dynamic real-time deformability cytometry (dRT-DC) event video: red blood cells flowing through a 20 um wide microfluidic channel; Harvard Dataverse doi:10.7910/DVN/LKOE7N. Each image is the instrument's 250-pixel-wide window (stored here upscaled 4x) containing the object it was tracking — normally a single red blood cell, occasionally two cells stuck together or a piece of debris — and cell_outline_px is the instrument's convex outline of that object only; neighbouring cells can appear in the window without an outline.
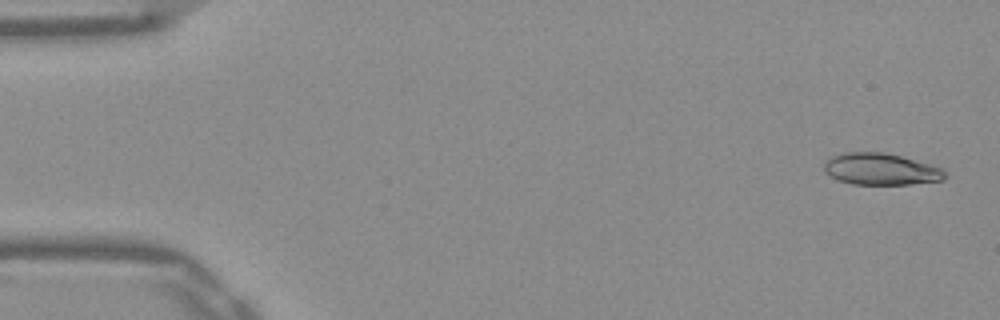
{"species": "Egyptian fruit bat (a non-hibernating species)", "species_latin": "Rousettus aegyptiacus", "temperature_condition": "warm", "stored_images_in_passage": 52, "camera_frame_rate_fps": 3000, "um_per_image_px": 0.085, "frame": {"image": 1, "passage_image": 2, "time_ms": 0.333, "image_size_px": [1000, 320], "cell_outline_px": [[944, 180], [912, 184], [852, 184], [836, 180], [824, 172], [824, 164], [828, 156], [840, 152], [884, 152], [932, 164], [944, 168]], "centroid_in_image_um": [74.82, 14.37], "position_along_channel_um": 10.2, "area_um2": 22.66}}
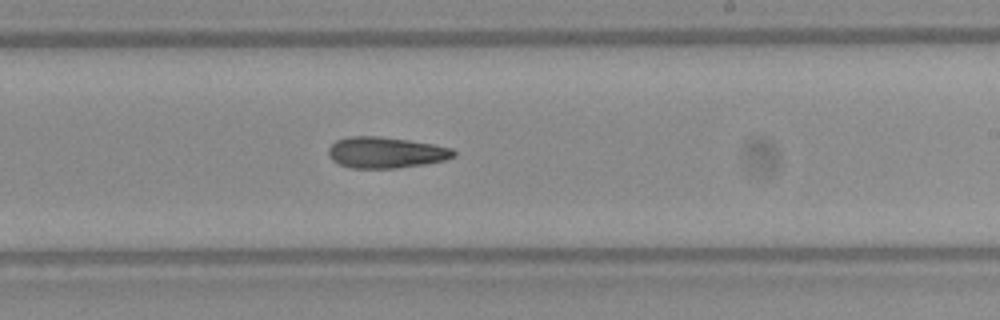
{"frame": {"image": 2, "passage_image": 31, "time_ms": 10.0, "image_size_px": [1000, 320], "cell_outline_px": [[456, 156], [444, 160], [424, 164], [396, 168], [352, 168], [340, 164], [332, 160], [328, 156], [328, 148], [336, 140], [348, 136], [380, 136], [408, 140], [432, 144], [452, 148], [456, 152]], "centroid_in_image_um": [32.77, 12.96], "position_along_channel_um": 256.2, "area_um2": 22.72}}
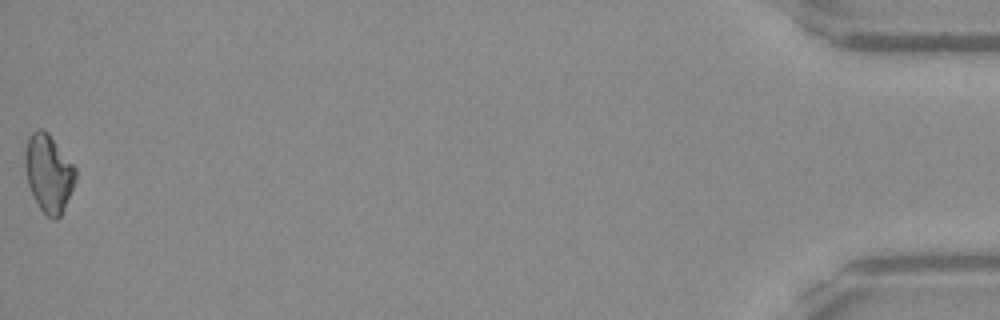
{"frame": {"image": 3, "passage_image": 52, "time_ms": 17.0, "image_size_px": [1000, 320], "cell_outline_px": [[76, 180], [64, 208], [60, 216], [56, 220], [52, 220], [40, 208], [28, 184], [24, 168], [24, 152], [28, 136], [32, 132], [40, 128], [48, 132], [76, 168]], "centroid_in_image_um": [4.12, 14.7], "position_along_channel_um": 431.1, "area_um2": 22.83}}